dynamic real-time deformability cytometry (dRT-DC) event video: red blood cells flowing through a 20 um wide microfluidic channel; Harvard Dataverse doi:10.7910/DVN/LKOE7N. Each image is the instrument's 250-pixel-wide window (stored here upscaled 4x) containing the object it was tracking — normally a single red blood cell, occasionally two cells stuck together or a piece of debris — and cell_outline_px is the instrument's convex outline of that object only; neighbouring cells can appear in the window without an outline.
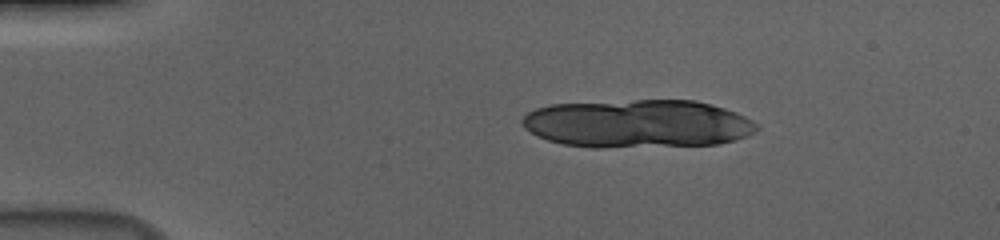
{"species": "human", "species_latin": "Homo sapiens", "temperature_condition": "cold", "stored_images_in_passage": 8, "camera_frame_rate_fps": 3000, "um_per_image_px": 0.085, "donor": {"sex": "male"}, "frame": {"image": 1, "passage_image": 1, "time_ms": 0.0, "image_size_px": [1000, 240], "cell_outline_px": [[760, 128], [736, 140], [720, 144], [604, 148], [592, 148], [564, 144], [548, 140], [536, 136], [524, 128], [520, 124], [520, 120], [528, 112], [536, 108], [552, 104], [636, 100], [696, 100], [724, 108], [744, 116], [752, 120]], "centroid_in_image_um": [54.16, 10.52], "position_along_channel_um": 30.8, "area_um2": 66.07}}